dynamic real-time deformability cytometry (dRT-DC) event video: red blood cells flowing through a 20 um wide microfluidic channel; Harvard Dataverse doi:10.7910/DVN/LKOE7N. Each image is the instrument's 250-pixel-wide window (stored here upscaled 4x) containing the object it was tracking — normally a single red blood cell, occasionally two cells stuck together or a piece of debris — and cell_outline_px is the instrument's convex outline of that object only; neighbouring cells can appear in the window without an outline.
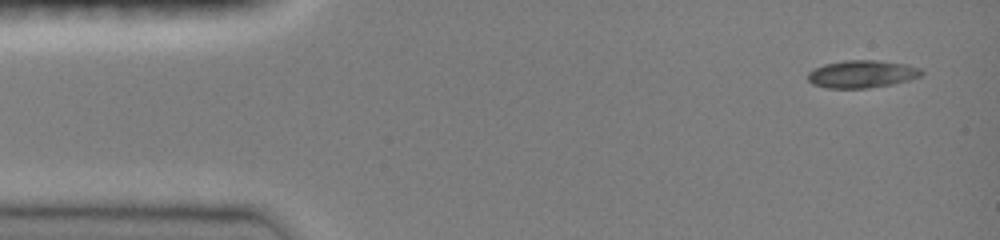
{"species": "common noctule bat (a hibernating species)", "species_latin": "Nyctalus noctula", "temperature_condition": "room temperature", "stored_images_in_passage": 33, "camera_frame_rate_fps": 3000, "um_per_image_px": 0.085, "animal": {"sex": "female", "body_mass_g": 19.0, "forearm_length_mm": 51.5}, "frame": {"image": 1, "passage_image": 1, "time_ms": 0.0, "image_size_px": [1000, 240], "cell_outline_px": [[924, 72], [920, 76], [908, 80], [892, 84], [868, 88], [828, 88], [812, 84], [808, 80], [808, 72], [824, 64], [844, 60], [876, 60], [908, 64], [920, 68]], "centroid_in_image_um": [73.27, 6.29], "position_along_channel_um": 11.7, "area_um2": 18.26}}
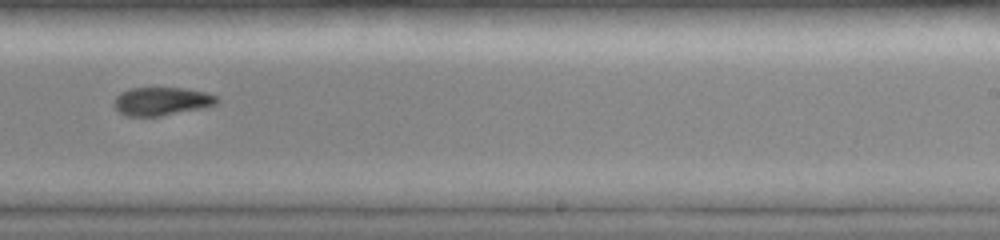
{"frame": {"image": 2, "passage_image": 18, "time_ms": 9.0, "image_size_px": [1000, 240], "cell_outline_px": [[220, 100], [216, 104], [204, 108], [160, 116], [128, 116], [120, 112], [116, 108], [116, 96], [120, 92], [132, 88], [188, 88], [208, 92], [216, 96]], "centroid_in_image_um": [13.81, 8.6], "position_along_channel_um": 275.2, "area_um2": 16.94}}
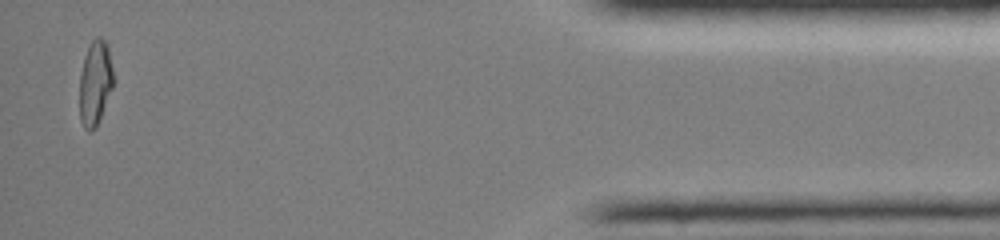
{"frame": {"image": 3, "passage_image": 32, "time_ms": 14.333, "image_size_px": [1000, 240], "cell_outline_px": [[112, 88], [96, 128], [92, 132], [88, 132], [84, 128], [80, 120], [80, 72], [84, 56], [88, 44], [96, 36], [100, 36], [108, 44], [112, 68]], "centroid_in_image_um": [8.07, 7.03], "position_along_channel_um": 427.1, "area_um2": 16.82}}